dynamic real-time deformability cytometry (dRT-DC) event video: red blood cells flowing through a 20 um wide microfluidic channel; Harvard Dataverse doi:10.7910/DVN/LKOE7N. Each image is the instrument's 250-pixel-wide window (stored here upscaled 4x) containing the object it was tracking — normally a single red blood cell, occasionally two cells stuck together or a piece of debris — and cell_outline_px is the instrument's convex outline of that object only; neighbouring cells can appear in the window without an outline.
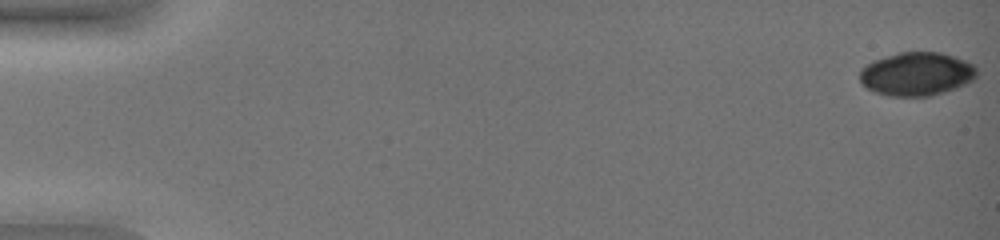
{"species": "common noctule bat (a hibernating species)", "species_latin": "Nyctalus noctula", "temperature_condition": "warm", "stored_images_in_passage": 52, "camera_frame_rate_fps": 3000, "um_per_image_px": 0.085, "animal": {"sex": "female", "body_mass_g": 19.0, "forearm_length_mm": 51.5}, "frame": {"image": 1, "passage_image": 1, "time_ms": 0.0, "image_size_px": [1000, 240], "cell_outline_px": [[976, 76], [972, 80], [956, 88], [944, 92], [928, 96], [888, 96], [876, 92], [860, 84], [860, 68], [872, 60], [900, 52], [940, 52], [956, 56], [976, 64]], "centroid_in_image_um": [77.91, 6.27], "position_along_channel_um": 7.1, "area_um2": 29.88}}
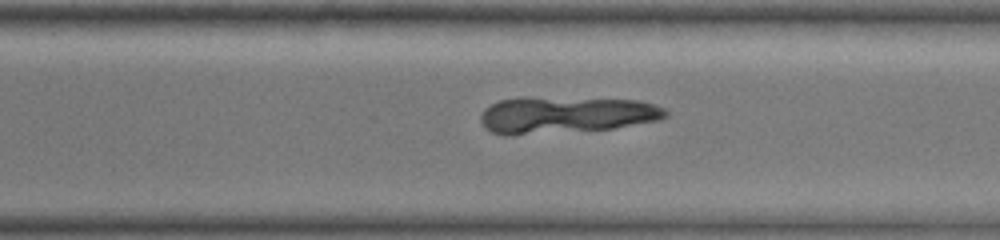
{"frame": {"image": 2, "passage_image": 40, "time_ms": 13.0, "image_size_px": [1000, 240], "cell_outline_px": [[668, 116], [660, 120], [612, 128], [512, 136], [504, 136], [492, 132], [484, 128], [480, 120], [480, 116], [484, 108], [500, 100], [640, 100], [656, 104], [664, 108], [668, 112]], "centroid_in_image_um": [48.11, 9.83], "position_along_channel_um": 322.5, "area_um2": 38.26}}
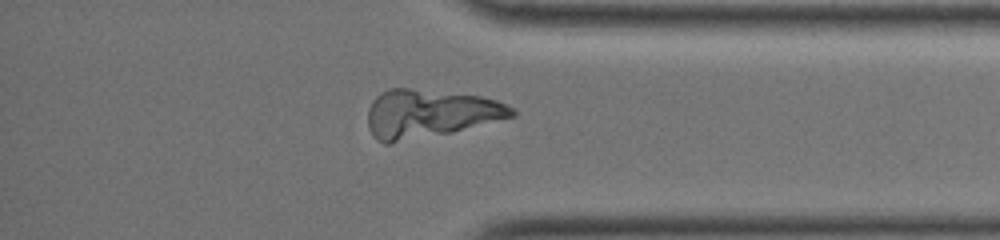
{"frame": {"image": 3, "passage_image": 46, "time_ms": 15.0, "image_size_px": [1000, 240], "cell_outline_px": [[516, 116], [452, 132], [388, 144], [384, 144], [376, 140], [372, 136], [368, 128], [368, 108], [372, 100], [380, 92], [388, 88], [408, 88], [480, 96], [496, 100], [512, 108], [516, 112]], "centroid_in_image_um": [36.47, 9.66], "position_along_channel_um": 398.7, "area_um2": 40.46}}